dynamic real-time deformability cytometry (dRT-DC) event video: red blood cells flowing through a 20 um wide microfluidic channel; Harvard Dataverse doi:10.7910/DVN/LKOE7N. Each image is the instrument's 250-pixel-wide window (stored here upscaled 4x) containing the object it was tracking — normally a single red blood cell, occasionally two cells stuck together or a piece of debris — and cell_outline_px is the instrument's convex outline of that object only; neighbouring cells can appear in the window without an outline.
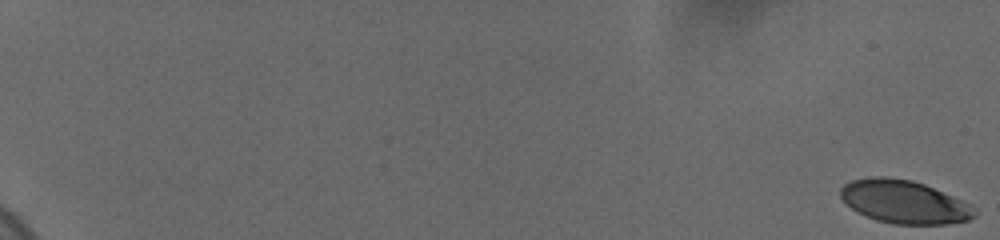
{"species": "human", "species_latin": "Homo sapiens", "temperature_condition": "cold", "stored_images_in_passage": 11, "camera_frame_rate_fps": 3000, "um_per_image_px": 0.085, "donor": {"sex": "female"}, "frame": {"image": 1, "passage_image": 1, "time_ms": 0.0, "image_size_px": [1000, 240], "cell_outline_px": [[976, 216], [968, 220], [948, 224], [892, 224], [876, 220], [864, 216], [856, 212], [840, 196], [840, 188], [844, 184], [852, 180], [868, 176], [888, 176], [912, 180], [924, 184], [952, 196], [968, 204], [976, 212]], "centroid_in_image_um": [76.8, 17.15], "position_along_channel_um": 8.2, "area_um2": 33.7}}
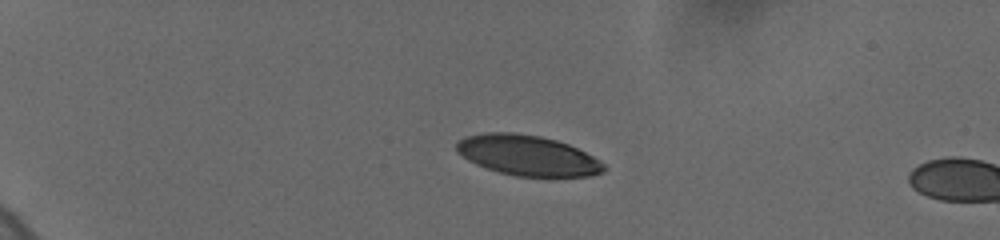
{"frame": {"image": 2, "passage_image": 9, "time_ms": 5.333, "image_size_px": [1000, 240], "cell_outline_px": [[608, 168], [604, 172], [588, 176], [516, 176], [500, 172], [476, 164], [468, 160], [456, 152], [456, 144], [460, 140], [468, 136], [484, 132], [512, 132], [540, 136], [556, 140], [568, 144], [600, 160]], "centroid_in_image_um": [44.85, 13.2], "position_along_channel_um": 40.2, "area_um2": 34.45}}